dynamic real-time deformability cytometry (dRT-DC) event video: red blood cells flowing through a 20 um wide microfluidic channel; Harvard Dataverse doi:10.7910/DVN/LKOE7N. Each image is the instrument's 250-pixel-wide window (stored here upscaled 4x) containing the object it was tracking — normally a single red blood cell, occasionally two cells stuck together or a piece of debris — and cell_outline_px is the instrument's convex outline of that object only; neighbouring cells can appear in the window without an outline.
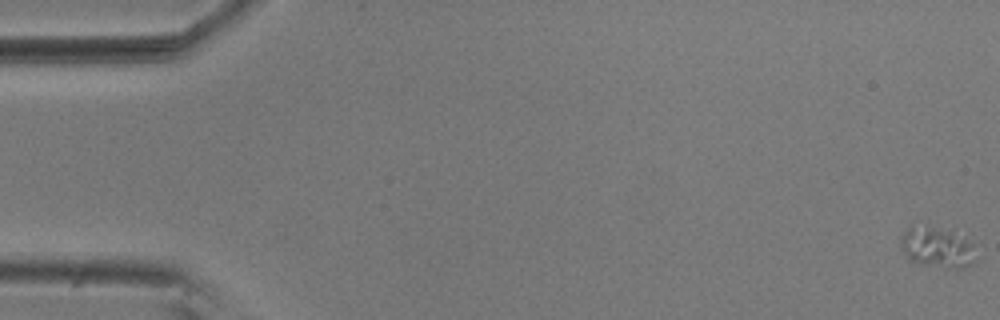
{"species": "common noctule bat (a hibernating species)", "species_latin": "Nyctalus noctula", "temperature_condition": "room temperature", "stored_images_in_passage": 56, "camera_frame_rate_fps": 3000, "um_per_image_px": 0.085, "animal": {"sex": "male", "body_mass_g": 20.5, "forearm_length_mm": 52.5}, "frame": {"image": 1, "passage_image": 1, "time_ms": 0.0, "image_size_px": [1000, 320], "cell_outline_px": [[976, 260], [972, 264], [964, 268], [952, 268], [920, 264], [908, 260], [904, 252], [900, 240], [900, 236], [912, 224], [928, 224], [952, 232], [972, 244]], "centroid_in_image_um": [79.6, 21.01], "position_along_channel_um": 5.4, "area_um2": 17.86}}
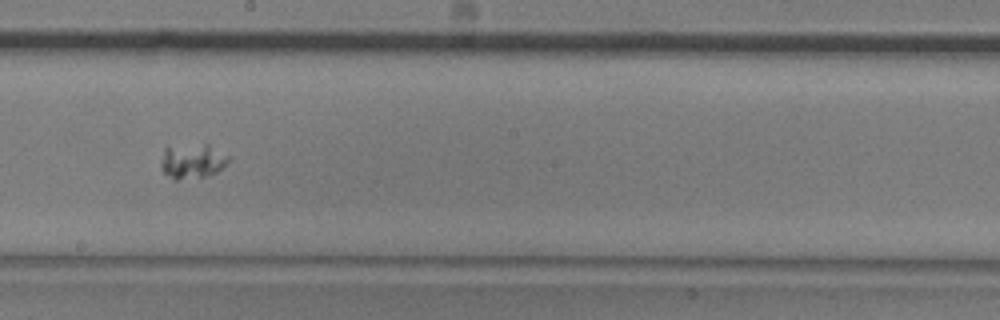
{"frame": {"image": 2, "passage_image": 32, "time_ms": 10.333, "image_size_px": [1000, 320], "cell_outline_px": [[228, 160], [216, 172], [204, 176], [176, 180], [164, 172], [160, 164], [164, 148], [204, 144], [208, 144], [228, 156]], "centroid_in_image_um": [16.32, 13.7], "position_along_channel_um": 231.9, "area_um2": 13.06}}
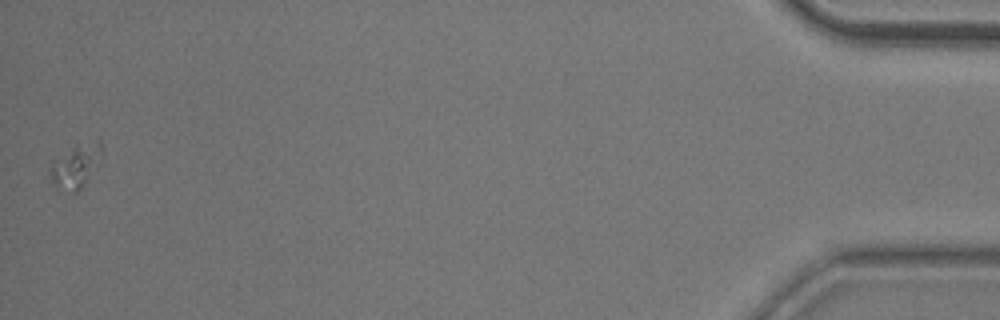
{"frame": {"image": 3, "passage_image": 56, "time_ms": 18.333, "image_size_px": [1000, 320], "cell_outline_px": [[104, 148], [100, 164], [80, 192], [72, 192], [56, 188], [52, 180], [48, 168], [76, 144], [100, 136]], "centroid_in_image_um": [6.57, 14.07], "position_along_channel_um": 428.6, "area_um2": 13.7}}